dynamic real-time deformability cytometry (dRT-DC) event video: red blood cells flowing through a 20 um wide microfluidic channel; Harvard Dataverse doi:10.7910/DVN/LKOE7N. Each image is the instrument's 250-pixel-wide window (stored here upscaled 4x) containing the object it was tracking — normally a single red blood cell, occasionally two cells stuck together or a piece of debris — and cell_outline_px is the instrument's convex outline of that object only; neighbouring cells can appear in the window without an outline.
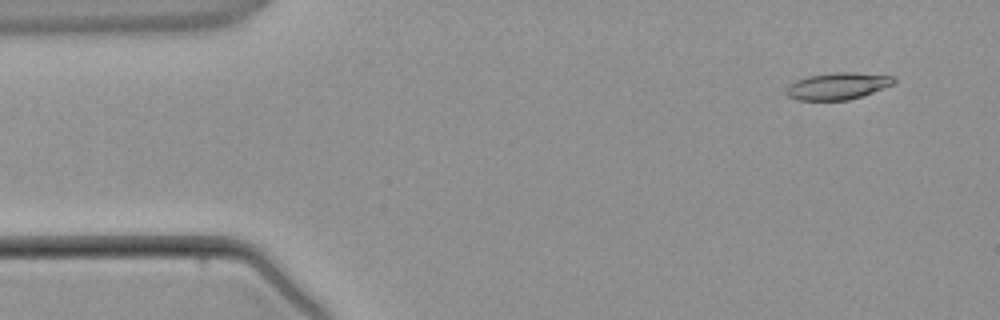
{"species": "common noctule bat (a hibernating species)", "species_latin": "Nyctalus noctula", "temperature_condition": "warm", "stored_images_in_passage": 3, "camera_frame_rate_fps": 3000, "um_per_image_px": 0.085, "animal": {"sex": "male", "body_mass_g": 21.5, "forearm_length_mm": 52.0}, "frame": {"image": 1, "passage_image": 3, "time_ms": 2.333, "image_size_px": [1000, 320], "cell_outline_px": [[896, 84], [848, 100], [796, 100], [788, 96], [784, 92], [788, 84], [796, 80], [808, 76], [836, 72], [852, 72], [892, 76], [896, 80]], "centroid_in_image_um": [71.17, 7.31], "position_along_channel_um": 13.8, "area_um2": 16.88}}